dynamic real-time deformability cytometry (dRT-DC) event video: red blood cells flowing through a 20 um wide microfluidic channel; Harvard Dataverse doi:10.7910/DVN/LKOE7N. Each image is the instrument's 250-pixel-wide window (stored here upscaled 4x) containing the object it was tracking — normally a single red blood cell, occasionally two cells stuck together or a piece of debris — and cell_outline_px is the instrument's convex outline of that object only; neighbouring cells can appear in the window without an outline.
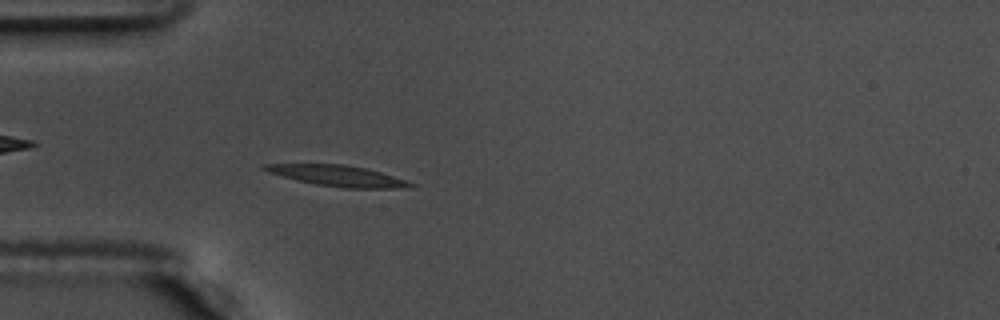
{"species": "common noctule bat (a hibernating species)", "species_latin": "Nyctalus noctula", "temperature_condition": "warm", "stored_images_in_passage": 57, "camera_frame_rate_fps": 3000, "um_per_image_px": 0.085, "animal": {"sex": "male", "body_mass_g": 17.5, "forearm_length_mm": 52.3}, "frame": {"image": 1, "passage_image": 17, "time_ms": 5.333, "image_size_px": [1000, 320], "cell_outline_px": [[416, 184], [412, 188], [344, 188], [316, 184], [296, 180], [268, 172], [260, 168], [264, 164], [344, 164], [364, 168], [380, 172]], "centroid_in_image_um": [28.7, 14.94], "position_along_channel_um": 56.3, "area_um2": 17.57}}
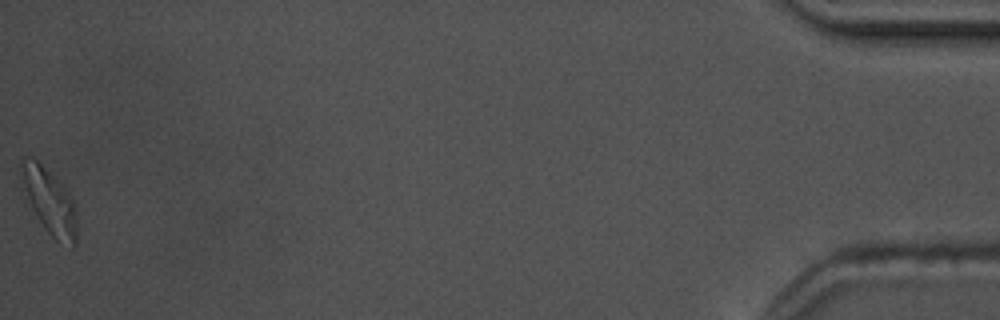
{"frame": {"image": 2, "passage_image": 57, "time_ms": 18.667, "image_size_px": [1000, 320], "cell_outline_px": [[76, 244], [72, 248], [56, 240], [44, 228], [32, 208], [20, 172], [20, 156], [28, 156], [36, 160], [60, 180], [68, 188], [76, 204]], "centroid_in_image_um": [4.26, 17.09], "position_along_channel_um": 430.9, "area_um2": 21.39}, "authors_computed_cell_mechanics": {"area_um2": 17.2244, "velocity_mm_per_s": 3.5939, "shape_relaxation_time_tau1_ms": 5.6575, "shape_relaxation_time_tau2_ms": null, "deformation_change_tau1": 0.2093, "deformation_change_tau2": null}}